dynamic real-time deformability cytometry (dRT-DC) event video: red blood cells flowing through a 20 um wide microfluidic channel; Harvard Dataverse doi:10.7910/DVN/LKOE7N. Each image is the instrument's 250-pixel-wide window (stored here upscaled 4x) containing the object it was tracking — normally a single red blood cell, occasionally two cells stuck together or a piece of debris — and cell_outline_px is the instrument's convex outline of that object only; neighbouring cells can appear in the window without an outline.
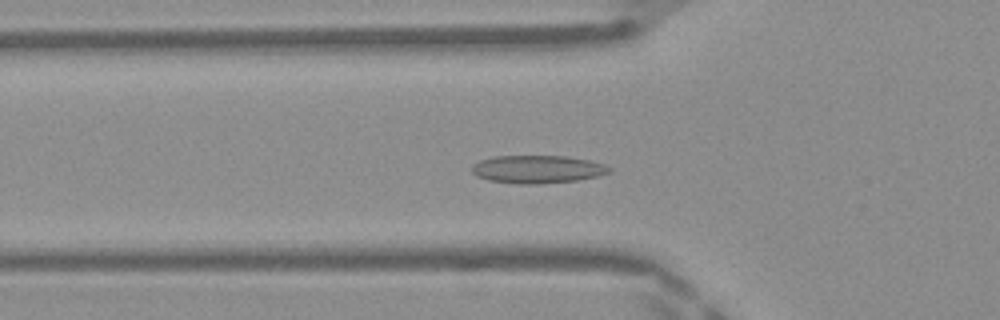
{"species": "Egyptian fruit bat (a non-hibernating species)", "species_latin": "Rousettus aegyptiacus", "temperature_condition": "warm", "stored_images_in_passage": 47, "camera_frame_rate_fps": 3000, "um_per_image_px": 0.085, "frame": {"image": 1, "passage_image": 15, "time_ms": 4.667, "image_size_px": [1000, 320], "cell_outline_px": [[612, 172], [596, 176], [576, 180], [540, 184], [520, 184], [488, 180], [476, 176], [472, 172], [472, 164], [480, 160], [492, 156], [564, 156], [588, 160], [604, 164], [612, 168]], "centroid_in_image_um": [45.66, 14.38], "position_along_channel_um": 80.1, "area_um2": 22.37}}
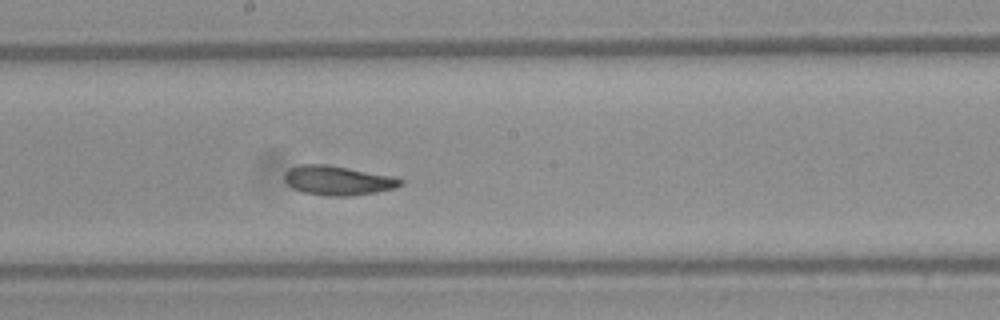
{"frame": {"image": 2, "passage_image": 25, "time_ms": 8.0, "image_size_px": [1000, 320], "cell_outline_px": [[404, 184], [396, 188], [376, 192], [352, 196], [328, 196], [300, 192], [292, 188], [284, 180], [284, 176], [292, 168], [300, 164], [328, 164], [392, 176], [404, 180]], "centroid_in_image_um": [28.74, 15.35], "position_along_channel_um": 219.5, "area_um2": 19.94}}
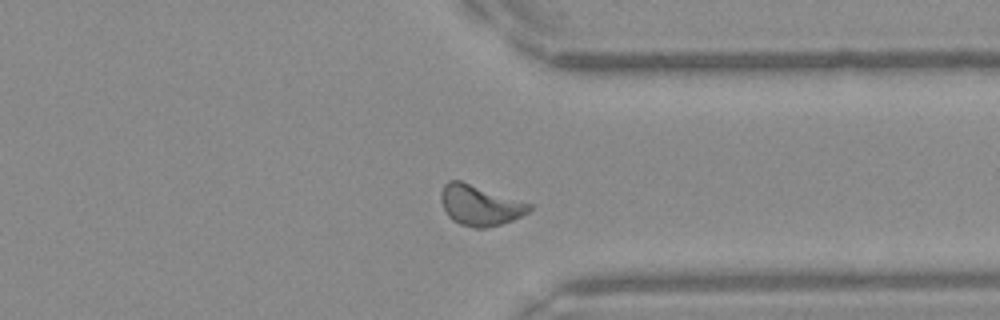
{"frame": {"image": 3, "passage_image": 36, "time_ms": 11.667, "image_size_px": [1000, 320], "cell_outline_px": [[532, 208], [528, 212], [512, 220], [500, 224], [484, 228], [476, 228], [460, 224], [452, 220], [448, 216], [440, 200], [440, 192], [444, 184], [448, 180], [460, 180], [532, 204]], "centroid_in_image_um": [40.76, 17.44], "position_along_channel_um": 370.6, "area_um2": 20.69}, "authors_computed_cell_mechanics": {"area_um2": 20.0566, "velocity_mm_per_s": 4.1554, "shape_relaxation_time_tau1_ms": null, "shape_relaxation_time_tau2_ms": 2.192, "deformation_change_tau1": null, "deformation_change_tau2": 0.0704}}